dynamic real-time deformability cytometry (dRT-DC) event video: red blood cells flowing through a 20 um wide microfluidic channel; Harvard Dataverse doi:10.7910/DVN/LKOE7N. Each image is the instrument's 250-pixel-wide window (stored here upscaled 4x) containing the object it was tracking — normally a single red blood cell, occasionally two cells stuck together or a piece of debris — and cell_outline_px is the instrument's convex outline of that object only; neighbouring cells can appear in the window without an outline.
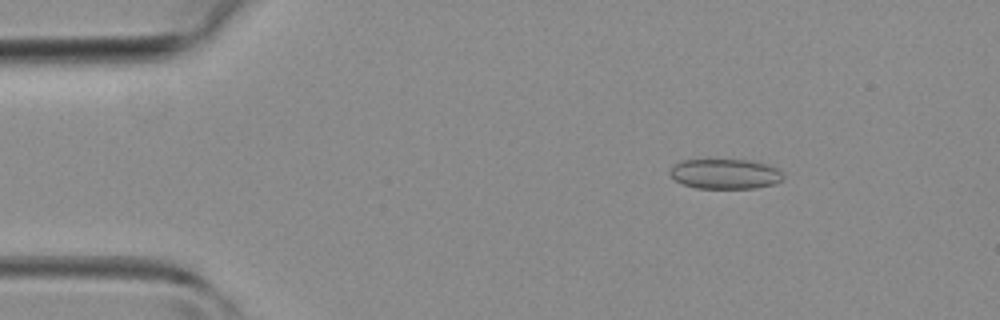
{"species": "common noctule bat (a hibernating species)", "species_latin": "Nyctalus noctula", "temperature_condition": "room temperature", "stored_images_in_passage": 38, "camera_frame_rate_fps": 3000, "um_per_image_px": 0.085, "animal": {"sex": "female", "body_mass_g": 19.3, "forearm_length_mm": 54.1}, "frame": {"image": 1, "passage_image": 2, "time_ms": 0.333, "image_size_px": [1000, 320], "cell_outline_px": [[784, 176], [776, 184], [756, 188], [696, 188], [684, 184], [676, 180], [668, 172], [672, 164], [680, 160], [756, 160], [768, 164], [776, 168]], "centroid_in_image_um": [61.63, 14.77], "position_along_channel_um": 23.4, "area_um2": 19.94}}
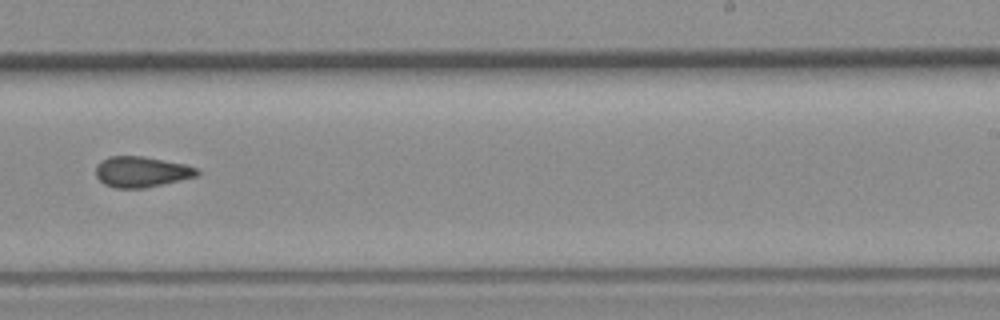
{"frame": {"image": 2, "passage_image": 22, "time_ms": 7.0, "image_size_px": [1000, 320], "cell_outline_px": [[200, 176], [144, 188], [116, 188], [104, 184], [96, 176], [96, 164], [108, 156], [144, 156], [184, 164], [196, 168], [200, 172]], "centroid_in_image_um": [12.03, 14.6], "position_along_channel_um": 277.0, "area_um2": 18.21}}
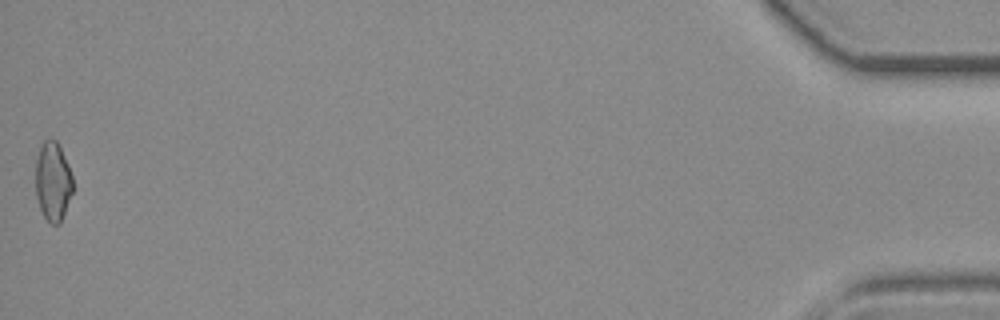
{"frame": {"image": 3, "passage_image": 38, "time_ms": 12.333, "image_size_px": [1000, 320], "cell_outline_px": [[72, 192], [60, 224], [52, 224], [44, 216], [40, 208], [36, 196], [36, 160], [40, 144], [44, 140], [56, 140], [68, 164], [72, 176]], "centroid_in_image_um": [4.48, 15.41], "position_along_channel_um": 430.7, "area_um2": 16.94}}